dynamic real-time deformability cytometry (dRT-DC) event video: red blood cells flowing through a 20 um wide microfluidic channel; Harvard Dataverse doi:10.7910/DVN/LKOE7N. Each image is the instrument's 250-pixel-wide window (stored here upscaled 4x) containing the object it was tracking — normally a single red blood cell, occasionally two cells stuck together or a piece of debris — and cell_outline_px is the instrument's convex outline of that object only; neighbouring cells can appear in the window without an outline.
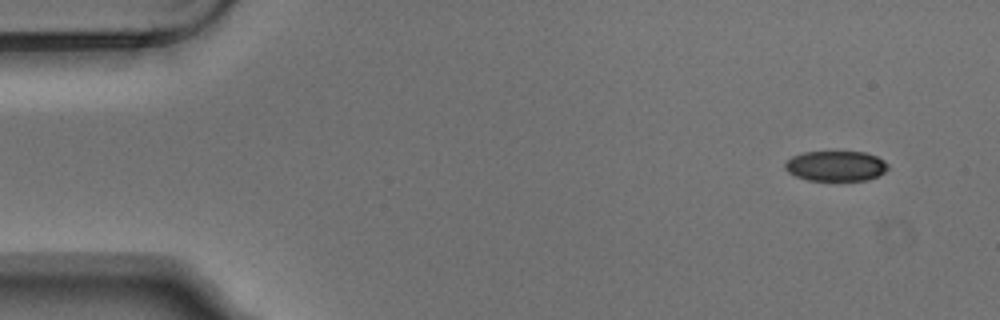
{"species": "Egyptian fruit bat (a non-hibernating species)", "species_latin": "Rousettus aegyptiacus", "temperature_condition": "warm", "stored_images_in_passage": 5, "camera_frame_rate_fps": 3000, "um_per_image_px": 0.085, "animal": {"sex": "male"}, "frame": {"image": 1, "passage_image": 1, "time_ms": 0.0, "image_size_px": [1000, 320], "cell_outline_px": [[888, 168], [884, 172], [868, 180], [808, 180], [796, 176], [788, 172], [784, 168], [784, 164], [792, 156], [804, 152], [864, 152], [876, 156], [884, 160], [888, 164]], "centroid_in_image_um": [71.04, 14.1], "position_along_channel_um": 14.0, "area_um2": 18.03}}